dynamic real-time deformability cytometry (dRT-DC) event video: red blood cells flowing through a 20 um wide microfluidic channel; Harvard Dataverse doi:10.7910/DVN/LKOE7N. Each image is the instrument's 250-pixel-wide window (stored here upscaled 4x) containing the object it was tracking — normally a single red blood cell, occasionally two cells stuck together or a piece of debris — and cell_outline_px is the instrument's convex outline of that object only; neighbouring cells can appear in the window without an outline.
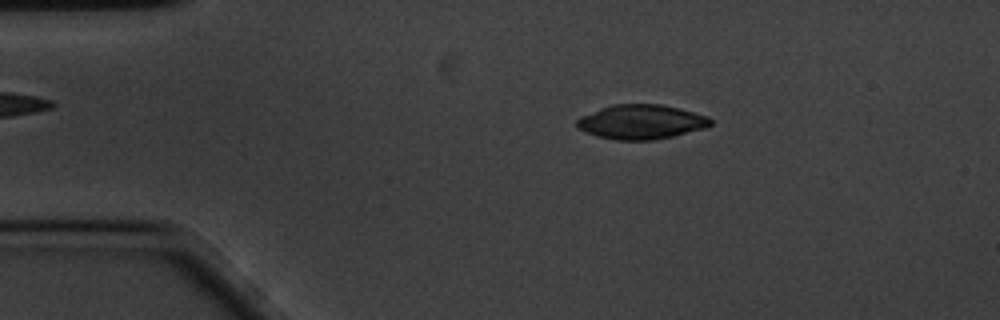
{"species": "common noctule bat (a hibernating species)", "species_latin": "Nyctalus noctula", "temperature_condition": "cold", "stored_images_in_passage": 56, "camera_frame_rate_fps": 3000, "um_per_image_px": 0.085, "animal": {"sex": "male", "body_mass_g": 20.1, "forearm_length_mm": 53.5}, "frame": {"image": 1, "passage_image": 8, "time_ms": 2.333, "image_size_px": [1000, 320], "cell_outline_px": [[712, 124], [704, 128], [656, 140], [616, 140], [596, 136], [584, 132], [576, 128], [576, 120], [580, 116], [600, 108], [612, 104], [660, 104], [708, 116], [712, 120]], "centroid_in_image_um": [54.44, 10.37], "position_along_channel_um": 30.6, "area_um2": 26.88}}
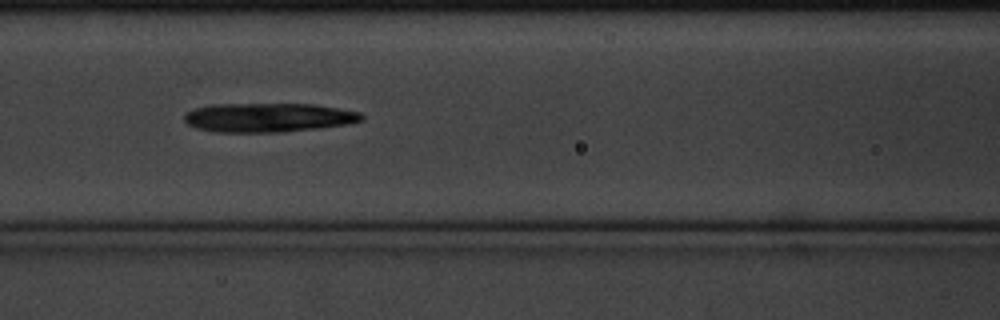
{"frame": {"image": 2, "passage_image": 22, "time_ms": 7.0, "image_size_px": [1000, 320], "cell_outline_px": [[364, 120], [348, 124], [320, 128], [284, 132], [216, 132], [196, 128], [188, 124], [184, 120], [184, 116], [188, 112], [196, 108], [208, 104], [312, 104], [360, 112], [364, 116]], "centroid_in_image_um": [22.81, 9.99], "position_along_channel_um": 143.8, "area_um2": 30.11}}
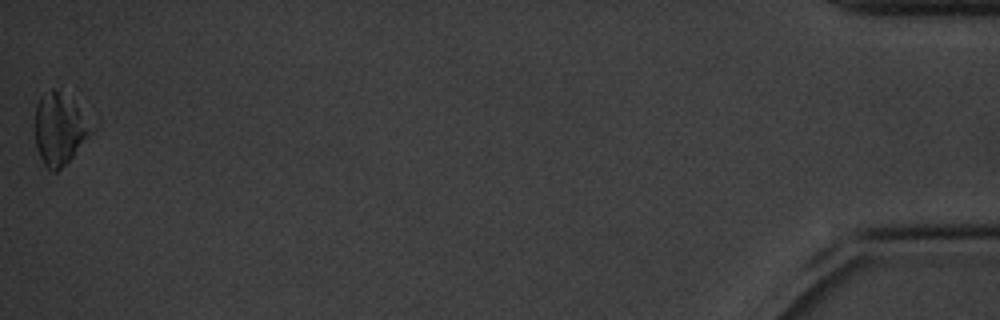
{"frame": {"image": 3, "passage_image": 56, "time_ms": 18.333, "image_size_px": [1000, 320], "cell_outline_px": [[100, 124], [72, 156], [56, 172], [52, 172], [44, 164], [36, 148], [36, 104], [40, 96], [52, 88], [60, 88], [100, 120]], "centroid_in_image_um": [5.21, 10.84], "position_along_channel_um": 430.0, "area_um2": 24.97}, "authors_computed_cell_mechanics": {"area_um2": 28.6399, "velocity_mm_per_s": 3.3723, "shape_relaxation_time_tau1_ms": 4.4419, "shape_relaxation_time_tau2_ms": 1.248, "deformation_change_tau1": 0.121, "deformation_change_tau2": 0.0496}}